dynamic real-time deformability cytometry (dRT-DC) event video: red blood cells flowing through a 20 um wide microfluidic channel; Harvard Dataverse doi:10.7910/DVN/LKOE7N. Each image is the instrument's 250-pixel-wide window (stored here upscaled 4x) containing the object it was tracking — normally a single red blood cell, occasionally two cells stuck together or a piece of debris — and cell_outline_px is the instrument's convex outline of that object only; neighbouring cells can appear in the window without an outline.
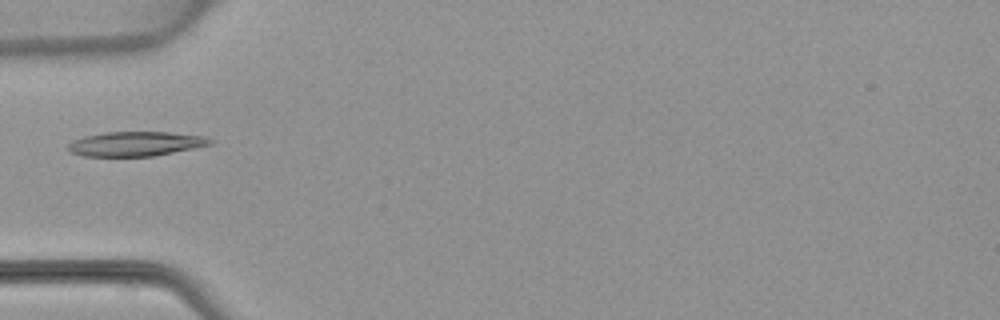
{"species": "common noctule bat (a hibernating species)", "species_latin": "Nyctalus noctula", "temperature_condition": "warm", "stored_images_in_passage": 6, "camera_frame_rate_fps": 3000, "um_per_image_px": 0.085, "animal": {"sex": "female", "body_mass_g": 22.7, "forearm_length_mm": 54.2}, "frame": {"image": 1, "passage_image": 5, "time_ms": 5.0, "image_size_px": [1000, 320], "cell_outline_px": [[212, 144], [156, 156], [84, 156], [68, 152], [68, 144], [72, 140], [84, 136], [104, 132], [168, 132], [204, 136], [212, 140]], "centroid_in_image_um": [11.49, 12.23], "position_along_channel_um": 73.5, "area_um2": 20.35}}
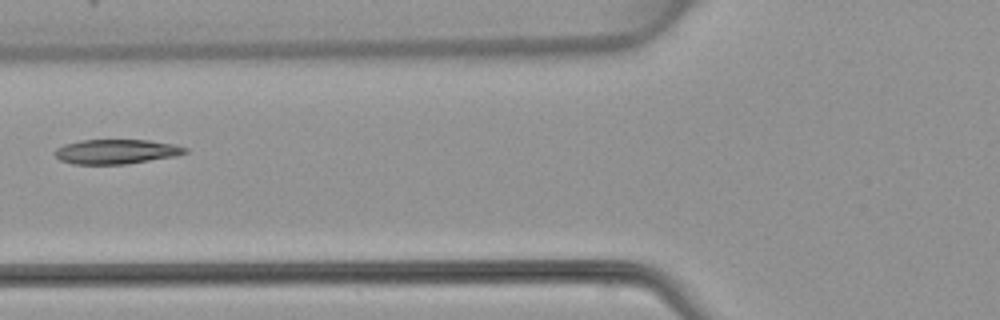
{"frame": {"image": 2, "passage_image": 6, "time_ms": 6.0, "image_size_px": [1000, 320], "cell_outline_px": [[188, 152], [176, 156], [128, 164], [72, 164], [60, 160], [56, 156], [56, 148], [64, 144], [80, 140], [148, 140], [176, 144], [188, 148]], "centroid_in_image_um": [9.92, 12.88], "position_along_channel_um": 115.9, "area_um2": 18.79}}